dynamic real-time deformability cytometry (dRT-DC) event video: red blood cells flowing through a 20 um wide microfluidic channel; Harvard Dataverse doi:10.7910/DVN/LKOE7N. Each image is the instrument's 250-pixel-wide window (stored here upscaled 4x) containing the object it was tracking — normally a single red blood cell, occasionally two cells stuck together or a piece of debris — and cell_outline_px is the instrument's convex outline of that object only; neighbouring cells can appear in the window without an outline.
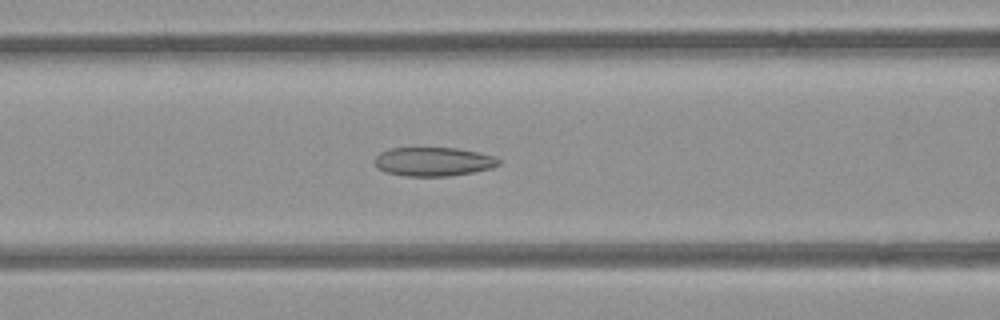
{"species": "common noctule bat (a hibernating species)", "species_latin": "Nyctalus noctula", "temperature_condition": "room temperature", "stored_images_in_passage": 25, "camera_frame_rate_fps": 3000, "um_per_image_px": 0.085, "animal": {"sex": "female", "body_mass_g": 21.9}, "frame": {"image": 1, "passage_image": 12, "time_ms": 3.667, "image_size_px": [1000, 320], "cell_outline_px": [[500, 164], [492, 168], [452, 176], [404, 176], [384, 172], [376, 168], [376, 156], [380, 152], [392, 148], [456, 148], [476, 152], [492, 156], [500, 160]], "centroid_in_image_um": [36.81, 13.75], "position_along_channel_um": 129.8, "area_um2": 20.81}}
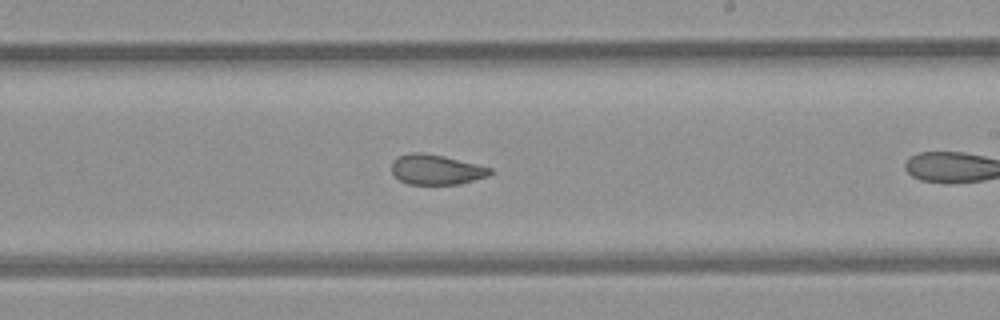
{"frame": {"image": 2, "passage_image": 18, "time_ms": 5.667, "image_size_px": [1000, 320], "cell_outline_px": [[492, 172], [488, 176], [460, 184], [408, 184], [400, 180], [392, 172], [392, 160], [400, 156], [412, 152], [420, 152], [444, 156], [492, 168]], "centroid_in_image_um": [37.08, 14.41], "position_along_channel_um": 251.9, "area_um2": 17.11}}
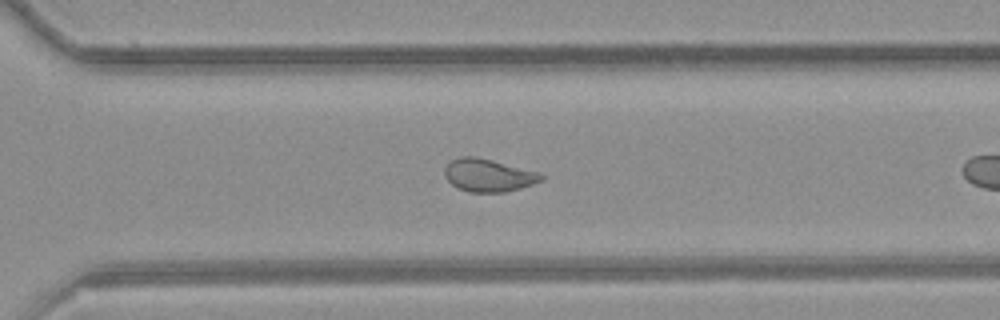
{"frame": {"image": 3, "passage_image": 24, "time_ms": 7.667, "image_size_px": [1000, 320], "cell_outline_px": [[544, 180], [520, 188], [504, 192], [468, 192], [456, 188], [448, 180], [444, 172], [444, 168], [452, 160], [460, 156], [476, 156], [540, 172], [544, 176]], "centroid_in_image_um": [41.52, 14.9], "position_along_channel_um": 329.1, "area_um2": 18.5}}